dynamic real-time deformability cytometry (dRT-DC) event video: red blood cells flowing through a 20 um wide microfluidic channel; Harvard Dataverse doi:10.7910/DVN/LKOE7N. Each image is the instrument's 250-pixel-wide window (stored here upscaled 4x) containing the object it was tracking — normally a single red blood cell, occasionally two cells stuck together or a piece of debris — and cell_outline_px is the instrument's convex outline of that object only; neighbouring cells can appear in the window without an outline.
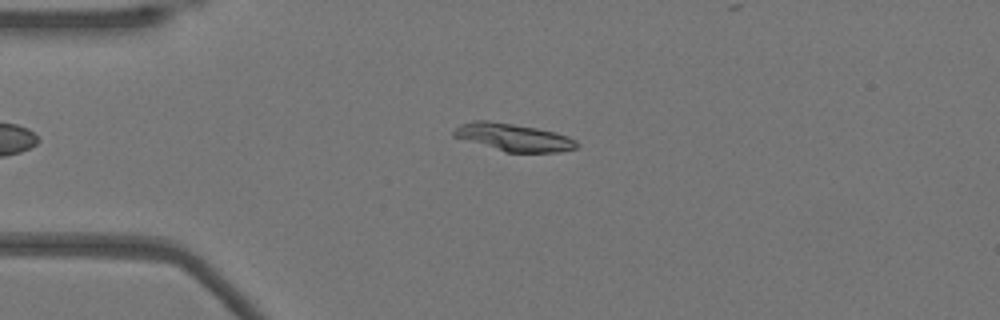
{"species": "Egyptian fruit bat (a non-hibernating species)", "species_latin": "Rousettus aegyptiacus", "temperature_condition": "warm", "stored_images_in_passage": 37, "camera_frame_rate_fps": 3000, "um_per_image_px": 0.085, "animal": {"sex": "female"}, "frame": {"image": 1, "passage_image": 2, "time_ms": 0.333, "image_size_px": [1000, 320], "cell_outline_px": [[580, 144], [576, 148], [560, 152], [504, 152], [452, 136], [452, 132], [460, 124], [472, 120], [488, 120], [536, 128], [556, 132], [568, 136], [576, 140]], "centroid_in_image_um": [43.65, 11.67], "position_along_channel_um": 41.4, "area_um2": 19.83}}
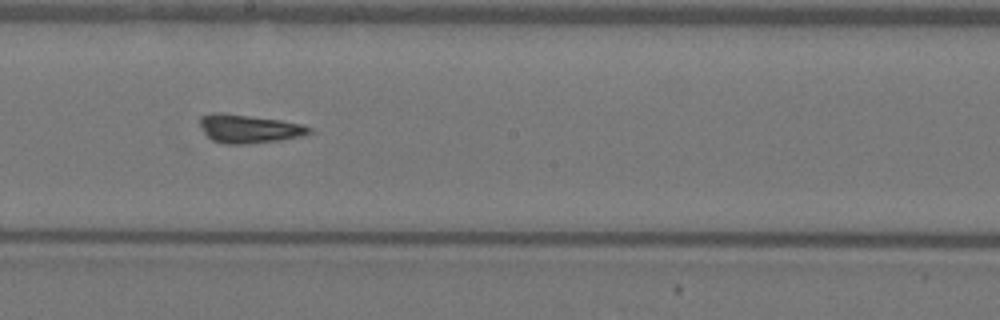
{"frame": {"image": 2, "passage_image": 18, "time_ms": 5.667, "image_size_px": [1000, 320], "cell_outline_px": [[312, 132], [300, 136], [280, 140], [244, 144], [228, 144], [212, 140], [204, 132], [200, 124], [200, 116], [212, 112], [224, 112], [280, 120], [304, 124], [312, 128]], "centroid_in_image_um": [21.15, 10.93], "position_along_channel_um": 227.0, "area_um2": 18.15}}
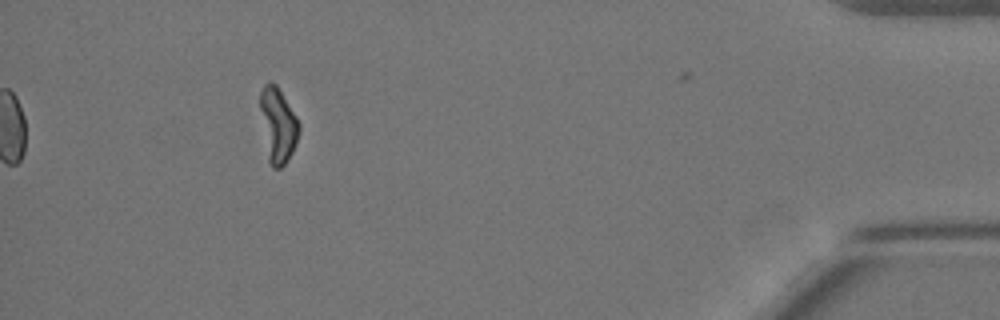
{"frame": {"image": 3, "passage_image": 37, "time_ms": 12.0, "image_size_px": [1000, 320], "cell_outline_px": [[300, 132], [292, 152], [284, 164], [280, 168], [272, 168], [268, 160], [260, 108], [260, 92], [264, 84], [268, 80], [276, 84], [296, 116], [300, 124]], "centroid_in_image_um": [23.62, 10.61], "position_along_channel_um": 411.6, "area_um2": 16.76}, "authors_computed_cell_mechanics": {"area_um2": 17.7446, "velocity_mm_per_s": 3.9004, "shape_relaxation_time_tau1_ms": null, "shape_relaxation_time_tau2_ms": 3.2727, "deformation_change_tau1": null, "deformation_change_tau2": 0.167}}